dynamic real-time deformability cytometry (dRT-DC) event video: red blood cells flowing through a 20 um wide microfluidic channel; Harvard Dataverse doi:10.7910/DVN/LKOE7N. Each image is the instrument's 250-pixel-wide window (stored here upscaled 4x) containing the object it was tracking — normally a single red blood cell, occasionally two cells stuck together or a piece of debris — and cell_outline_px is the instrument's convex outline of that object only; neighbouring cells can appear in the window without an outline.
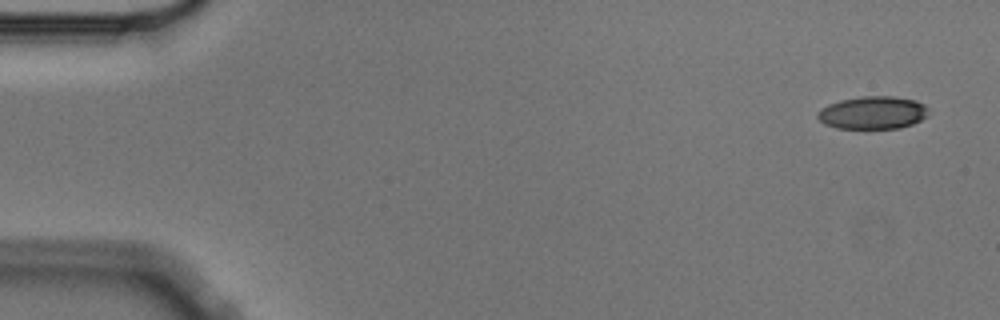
{"species": "Egyptian fruit bat (a non-hibernating species)", "species_latin": "Rousettus aegyptiacus", "temperature_condition": "cold", "stored_images_in_passage": 4, "camera_frame_rate_fps": 3000, "um_per_image_px": 0.085, "animal": {"sex": "male"}, "frame": {"image": 1, "passage_image": 1, "time_ms": 0.0, "image_size_px": [1000, 320], "cell_outline_px": [[928, 116], [912, 124], [900, 128], [868, 132], [836, 128], [824, 124], [816, 116], [816, 112], [828, 104], [840, 100], [860, 96], [892, 96], [916, 100], [924, 104], [928, 108]], "centroid_in_image_um": [74.16, 9.63], "position_along_channel_um": 10.8, "area_um2": 22.25}}
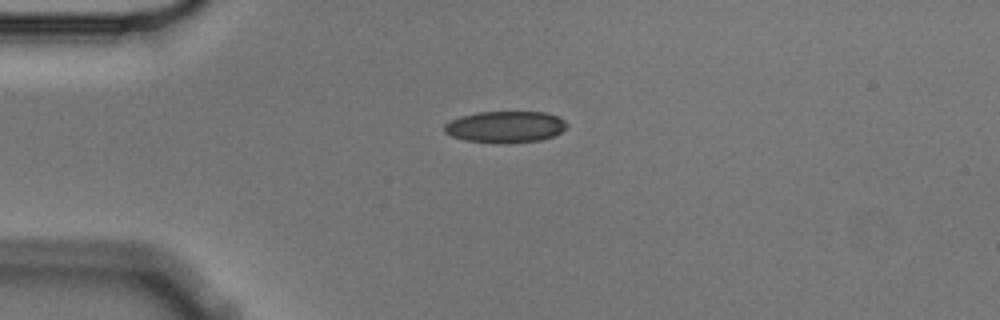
{"frame": {"image": 2, "passage_image": 4, "time_ms": 1.0, "image_size_px": [1000, 320], "cell_outline_px": [[568, 124], [556, 136], [540, 140], [464, 140], [452, 136], [444, 132], [444, 124], [460, 116], [476, 112], [548, 112], [564, 120]], "centroid_in_image_um": [42.96, 10.72], "position_along_channel_um": 42.0, "area_um2": 21.56}}